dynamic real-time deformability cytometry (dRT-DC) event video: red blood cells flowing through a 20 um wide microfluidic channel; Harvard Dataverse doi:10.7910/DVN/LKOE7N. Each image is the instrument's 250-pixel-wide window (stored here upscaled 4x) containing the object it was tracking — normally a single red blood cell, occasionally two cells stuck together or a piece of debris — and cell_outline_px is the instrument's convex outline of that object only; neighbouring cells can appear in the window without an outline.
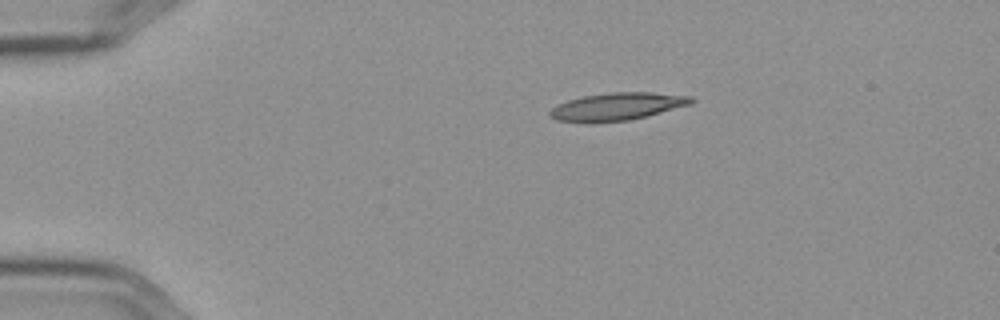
{"species": "Egyptian fruit bat (a non-hibernating species)", "species_latin": "Rousettus aegyptiacus", "temperature_condition": "cold", "stored_images_in_passage": 9, "camera_frame_rate_fps": 3000, "um_per_image_px": 0.085, "frame": {"image": 1, "passage_image": 1, "time_ms": 0.0, "image_size_px": [1000, 320], "cell_outline_px": [[696, 100], [692, 104], [628, 120], [588, 124], [556, 120], [548, 116], [548, 112], [556, 104], [568, 100], [584, 96], [608, 92], [652, 92], [692, 96]], "centroid_in_image_um": [52.4, 9.06], "position_along_channel_um": 32.6, "area_um2": 23.06}}
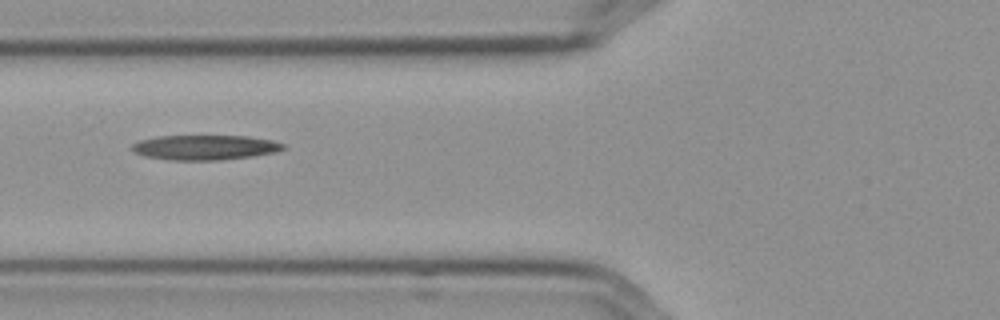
{"frame": {"image": 2, "passage_image": 4, "time_ms": 1.0, "image_size_px": [1000, 320], "cell_outline_px": [[288, 148], [276, 152], [252, 156], [220, 160], [172, 160], [144, 156], [136, 152], [132, 148], [132, 144], [140, 140], [156, 136], [248, 136], [272, 140], [284, 144]], "centroid_in_image_um": [17.46, 12.53], "position_along_channel_um": 108.3, "area_um2": 21.91}}
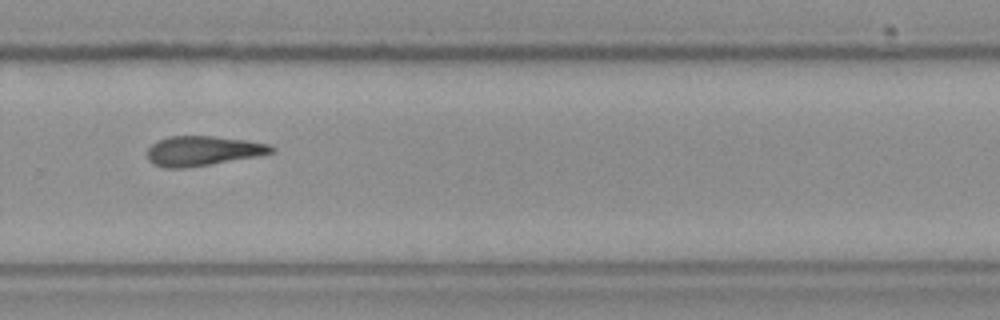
{"frame": {"image": 3, "passage_image": 9, "time_ms": 2.667, "image_size_px": [1000, 320], "cell_outline_px": [[276, 152], [260, 156], [184, 168], [164, 168], [152, 164], [148, 160], [148, 148], [156, 140], [168, 136], [212, 136], [248, 140], [268, 144], [276, 148]], "centroid_in_image_um": [17.25, 12.82], "position_along_channel_um": 312.5, "area_um2": 21.73}}